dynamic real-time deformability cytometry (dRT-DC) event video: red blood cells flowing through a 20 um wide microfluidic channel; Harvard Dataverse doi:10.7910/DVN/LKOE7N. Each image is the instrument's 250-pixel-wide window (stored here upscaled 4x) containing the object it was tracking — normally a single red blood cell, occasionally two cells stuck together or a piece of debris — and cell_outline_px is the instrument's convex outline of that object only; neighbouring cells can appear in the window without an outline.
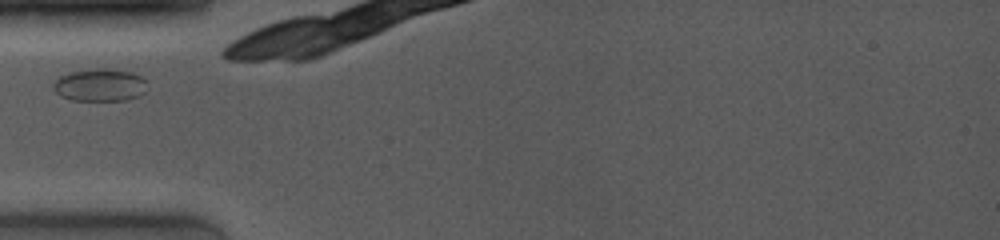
{"species": "common noctule bat (a hibernating species)", "species_latin": "Nyctalus noctula", "temperature_condition": "room temperature", "stored_images_in_passage": 29, "camera_frame_rate_fps": 4000, "um_per_image_px": 0.085, "animal": {"sex": "female", "body_mass_g": 19.0, "forearm_length_mm": 53.3}, "frame": {"image": 1, "passage_image": 1, "time_ms": 0.0, "image_size_px": [1000, 240], "cell_outline_px": [[148, 80], [144, 92], [128, 100], [72, 100], [60, 96], [52, 88], [52, 84], [60, 76], [68, 72], [96, 68], [100, 68], [132, 72]], "centroid_in_image_um": [8.48, 7.22], "position_along_channel_um": 76.5, "area_um2": 17.86}}